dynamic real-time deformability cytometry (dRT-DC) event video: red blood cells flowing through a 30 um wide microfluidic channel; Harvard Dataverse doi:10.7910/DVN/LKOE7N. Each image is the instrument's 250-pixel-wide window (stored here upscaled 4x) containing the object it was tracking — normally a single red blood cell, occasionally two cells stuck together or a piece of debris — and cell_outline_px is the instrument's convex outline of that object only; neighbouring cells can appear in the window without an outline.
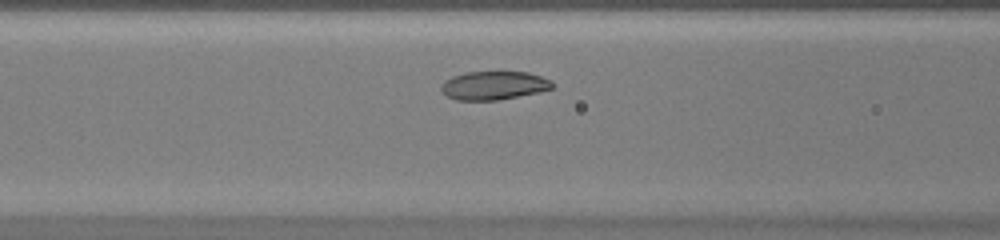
{"species": "common noctule bat (a hibernating species)", "species_latin": "Nyctalus noctula", "temperature_condition": "warm", "stored_images_in_passage": 28, "camera_frame_rate_fps": 3000, "um_per_image_px": 0.085, "animal": {"sex": "female", "body_mass_g": 20.0, "forearm_length_mm": 54.0}, "frame": {"image": 1, "passage_image": 7, "time_ms": 2.0, "image_size_px": [1000, 240], "cell_outline_px": [[556, 84], [552, 88], [540, 92], [500, 100], [456, 100], [448, 96], [440, 88], [440, 84], [444, 80], [452, 76], [464, 72], [528, 72], [552, 80]], "centroid_in_image_um": [41.99, 7.26], "position_along_channel_um": 124.6, "area_um2": 18.67}}
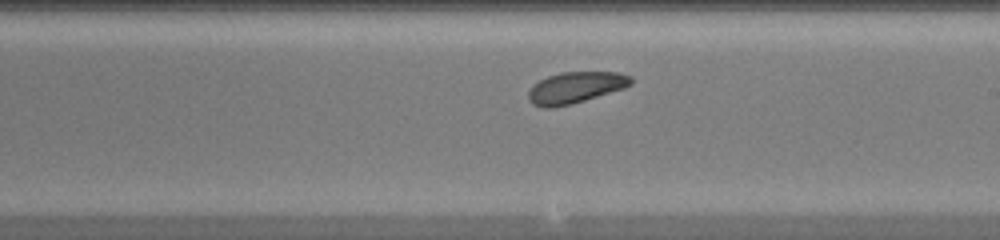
{"frame": {"image": 2, "passage_image": 15, "time_ms": 4.667, "image_size_px": [1000, 240], "cell_outline_px": [[632, 84], [624, 88], [572, 104], [552, 108], [544, 108], [532, 104], [528, 100], [528, 92], [532, 84], [548, 76], [564, 72], [620, 72], [632, 76]], "centroid_in_image_um": [48.9, 7.45], "position_along_channel_um": 240.1, "area_um2": 18.84}}
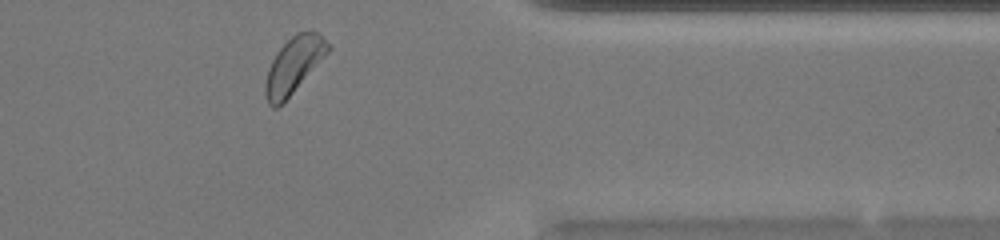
{"frame": {"image": 3, "passage_image": 26, "time_ms": 8.333, "image_size_px": [1000, 240], "cell_outline_px": [[332, 48], [292, 92], [276, 108], [272, 108], [268, 104], [264, 96], [264, 84], [268, 68], [276, 52], [296, 32], [312, 28], [332, 44]], "centroid_in_image_um": [24.97, 5.49], "position_along_channel_um": 386.4, "area_um2": 20.46}}